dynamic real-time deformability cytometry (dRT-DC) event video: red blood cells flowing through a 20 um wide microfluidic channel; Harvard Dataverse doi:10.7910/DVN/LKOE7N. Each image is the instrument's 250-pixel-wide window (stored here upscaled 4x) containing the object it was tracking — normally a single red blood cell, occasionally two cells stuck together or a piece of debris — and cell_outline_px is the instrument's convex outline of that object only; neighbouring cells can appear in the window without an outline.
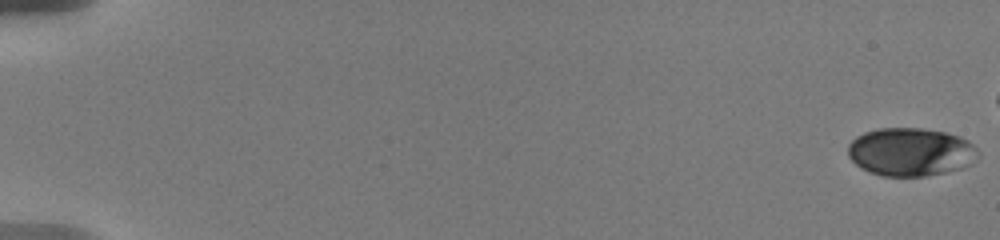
{"species": "human", "species_latin": "Homo sapiens", "temperature_condition": "warm", "stored_images_in_passage": 43, "camera_frame_rate_fps": 3000, "um_per_image_px": 0.085, "donor": {"sex": "male"}, "frame": {"image": 1, "passage_image": 1, "time_ms": 0.0, "image_size_px": [1000, 240], "cell_outline_px": [[980, 156], [972, 164], [964, 168], [924, 176], [884, 176], [872, 172], [856, 164], [848, 156], [848, 144], [856, 136], [864, 132], [880, 128], [920, 128], [944, 132], [960, 136], [968, 140], [980, 152]], "centroid_in_image_um": [77.45, 12.91], "position_along_channel_um": 7.6, "area_um2": 36.65}}
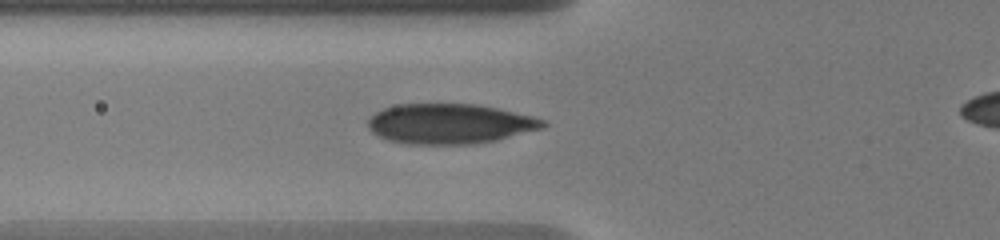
{"frame": {"image": 2, "passage_image": 33, "time_ms": 7.333, "image_size_px": [1000, 240], "cell_outline_px": [[548, 124], [544, 128], [496, 140], [476, 144], [408, 144], [388, 140], [372, 132], [368, 128], [368, 120], [376, 112], [384, 108], [400, 104], [476, 104], [496, 108], [532, 116], [544, 120]], "centroid_in_image_um": [38.24, 10.53], "position_along_channel_um": 87.6, "area_um2": 40.75}}
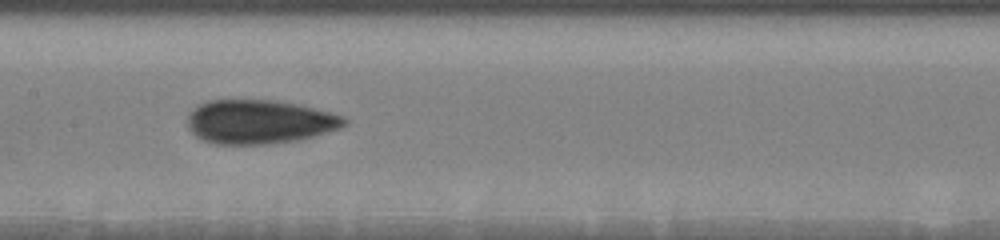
{"frame": {"image": 3, "passage_image": 42, "time_ms": 10.0, "image_size_px": [1000, 240], "cell_outline_px": [[348, 124], [340, 128], [328, 132], [300, 140], [268, 144], [216, 144], [200, 140], [188, 128], [188, 112], [196, 104], [208, 100], [276, 100], [300, 104], [344, 116], [348, 120]], "centroid_in_image_um": [22.04, 10.35], "position_along_channel_um": 185.4, "area_um2": 40.75}}